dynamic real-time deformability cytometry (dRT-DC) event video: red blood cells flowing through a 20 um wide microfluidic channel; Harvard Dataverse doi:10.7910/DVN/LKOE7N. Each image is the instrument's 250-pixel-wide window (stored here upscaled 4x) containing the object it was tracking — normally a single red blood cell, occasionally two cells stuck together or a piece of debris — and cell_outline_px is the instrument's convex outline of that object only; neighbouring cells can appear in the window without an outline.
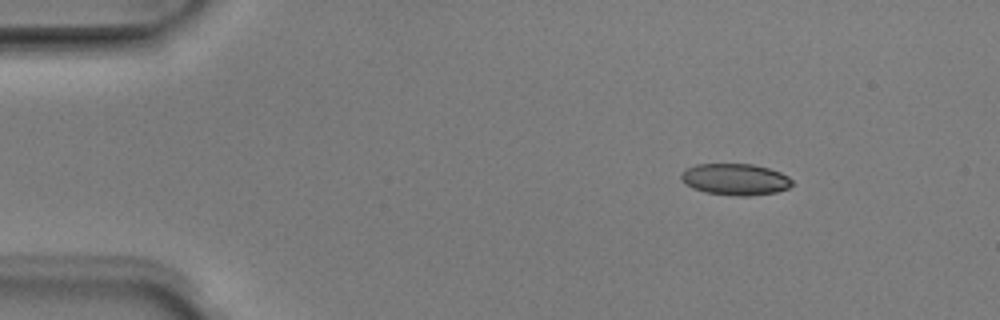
{"species": "Egyptian fruit bat (a non-hibernating species)", "species_latin": "Rousettus aegyptiacus", "temperature_condition": "room temperature", "stored_images_in_passage": 3, "camera_frame_rate_fps": 3000, "um_per_image_px": 0.085, "animal": {"sex": "male"}, "frame": {"image": 1, "passage_image": 1, "time_ms": 0.0, "image_size_px": [1000, 320], "cell_outline_px": [[792, 184], [788, 188], [776, 192], [748, 196], [736, 196], [704, 192], [692, 188], [684, 184], [680, 180], [680, 176], [688, 168], [696, 164], [752, 164], [768, 168], [780, 172], [788, 176], [792, 180]], "centroid_in_image_um": [62.48, 15.25], "position_along_channel_um": 22.5, "area_um2": 20.4}}